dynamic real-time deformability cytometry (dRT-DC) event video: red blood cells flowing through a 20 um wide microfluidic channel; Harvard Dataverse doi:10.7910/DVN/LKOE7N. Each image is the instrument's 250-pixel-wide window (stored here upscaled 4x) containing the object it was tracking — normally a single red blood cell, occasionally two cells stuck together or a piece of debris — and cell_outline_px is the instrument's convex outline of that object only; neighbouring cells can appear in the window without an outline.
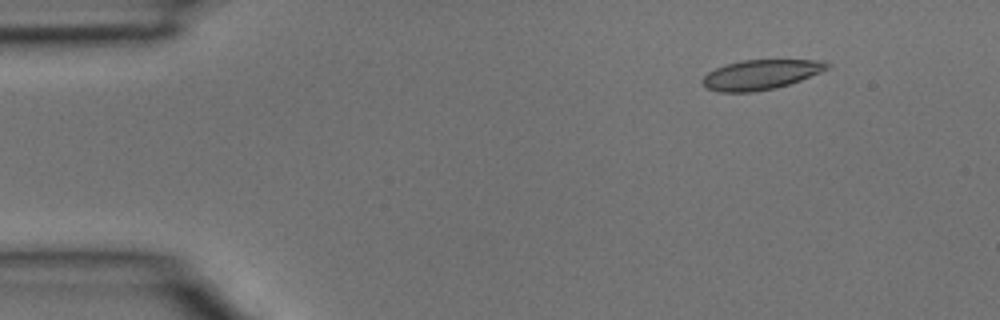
{"species": "common noctule bat (a hibernating species)", "species_latin": "Nyctalus noctula", "temperature_condition": "room temperature", "stored_images_in_passage": 5, "segment_of_instrument_passage": [1, 2], "camera_frame_rate_fps": 3000, "um_per_image_px": 0.085, "animal": {"sex": "male", "body_mass_g": 15.6}, "frame": {"image": 1, "passage_image": 2, "time_ms": 0.333, "image_size_px": [1000, 320], "cell_outline_px": [[832, 64], [828, 68], [820, 72], [800, 80], [776, 88], [752, 92], [720, 92], [708, 88], [700, 80], [708, 72], [724, 64], [740, 60], [824, 60]], "centroid_in_image_um": [64.66, 6.33], "position_along_channel_um": 20.3, "area_um2": 21.62}}
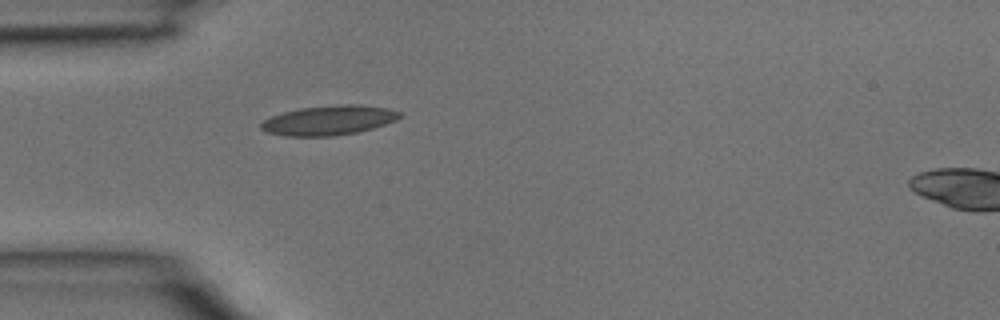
{"frame": {"image": 2, "passage_image": 4, "time_ms": 1.0, "image_size_px": [1000, 320], "cell_outline_px": [[404, 116], [396, 120], [360, 132], [332, 136], [284, 136], [268, 132], [260, 128], [260, 124], [264, 120], [272, 116], [284, 112], [300, 108], [344, 104], [356, 104], [388, 108], [400, 112]], "centroid_in_image_um": [27.97, 10.23], "position_along_channel_um": 57.0, "area_um2": 23.87}}